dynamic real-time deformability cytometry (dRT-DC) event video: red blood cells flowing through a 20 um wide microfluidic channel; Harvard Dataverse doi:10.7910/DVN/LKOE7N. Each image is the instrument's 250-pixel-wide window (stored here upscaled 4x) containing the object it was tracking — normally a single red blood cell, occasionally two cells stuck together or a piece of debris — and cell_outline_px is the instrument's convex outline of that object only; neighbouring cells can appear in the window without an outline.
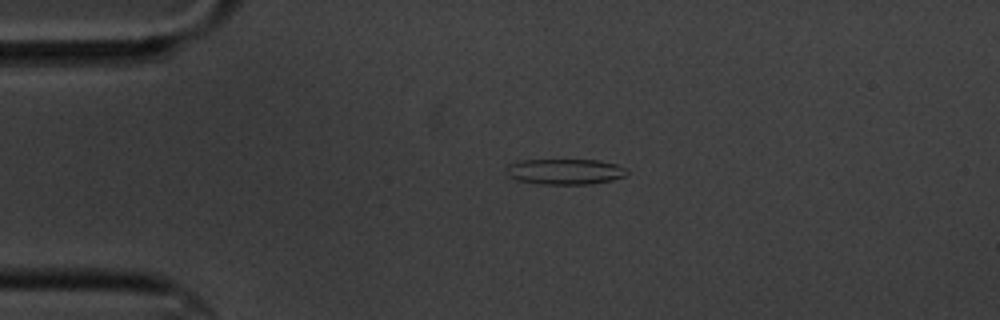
{"species": "common noctule bat (a hibernating species)", "species_latin": "Nyctalus noctula", "temperature_condition": "cold", "stored_images_in_passage": 4, "camera_frame_rate_fps": 3000, "um_per_image_px": 0.085, "animal": {"sex": "male", "body_mass_g": 20.1, "forearm_length_mm": 53.5}, "frame": {"image": 1, "passage_image": 3, "time_ms": 2.333, "image_size_px": [1000, 320], "cell_outline_px": [[628, 172], [624, 176], [612, 180], [592, 184], [536, 184], [516, 180], [508, 176], [504, 172], [508, 164], [520, 160], [596, 160], [616, 164], [628, 168]], "centroid_in_image_um": [47.99, 14.59], "position_along_channel_um": 37.0, "area_um2": 18.26}}